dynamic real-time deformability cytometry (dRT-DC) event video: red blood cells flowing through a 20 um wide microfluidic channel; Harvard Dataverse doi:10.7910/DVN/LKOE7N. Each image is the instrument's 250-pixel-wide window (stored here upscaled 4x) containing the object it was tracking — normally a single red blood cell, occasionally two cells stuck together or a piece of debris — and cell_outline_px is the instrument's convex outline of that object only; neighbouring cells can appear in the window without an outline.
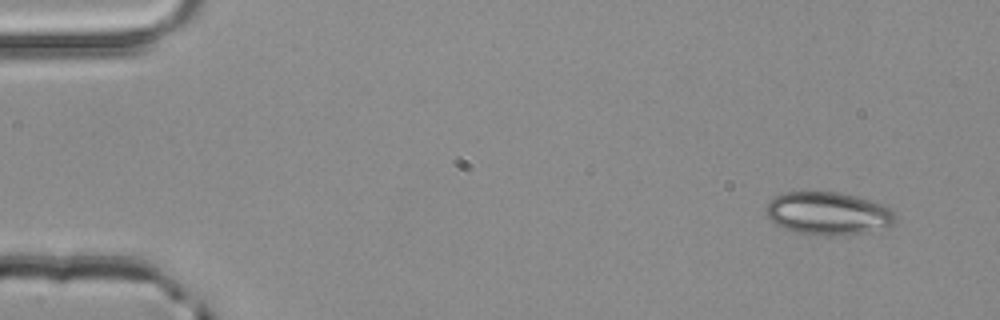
{"species": "common noctule bat (a hibernating species)", "species_latin": "Nyctalus noctula", "temperature_condition": "room temperature", "stored_images_in_passage": 3, "camera_frame_rate_fps": 3000, "um_per_image_px": 0.085, "animal": {"sex": "male", "body_mass_g": 20.4}, "frame": {"image": 1, "passage_image": 1, "time_ms": 0.0, "image_size_px": [1000, 320], "cell_outline_px": [[896, 220], [892, 228], [864, 232], [828, 236], [824, 236], [796, 232], [784, 228], [768, 220], [764, 208], [776, 196], [784, 192], [840, 192], [872, 200], [884, 204], [892, 208], [896, 216]], "centroid_in_image_um": [70.44, 18.14], "position_along_channel_um": 14.6, "area_um2": 32.77}}